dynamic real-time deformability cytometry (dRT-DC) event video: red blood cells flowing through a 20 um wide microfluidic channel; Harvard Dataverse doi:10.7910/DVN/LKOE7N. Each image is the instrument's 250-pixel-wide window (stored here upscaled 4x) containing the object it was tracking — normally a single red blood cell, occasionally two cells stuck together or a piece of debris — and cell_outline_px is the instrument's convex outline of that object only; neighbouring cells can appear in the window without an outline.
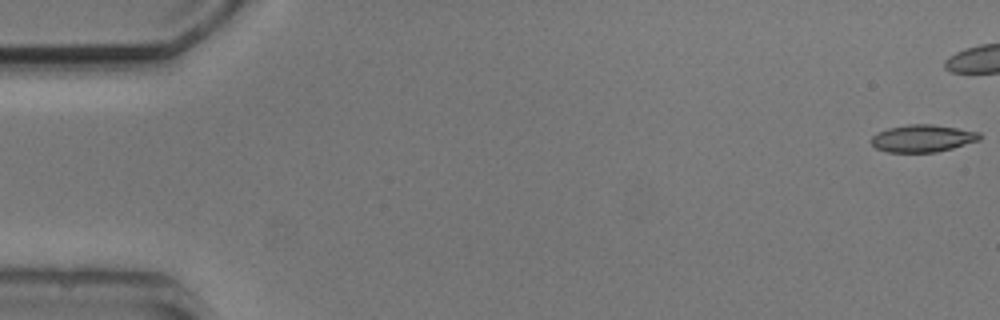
{"species": "common noctule bat (a hibernating species)", "species_latin": "Nyctalus noctula", "temperature_condition": "cold", "stored_images_in_passage": 2, "camera_frame_rate_fps": 3000, "um_per_image_px": 0.085, "animal": {"sex": "male", "body_mass_g": 20.5, "forearm_length_mm": 52.5}, "frame": {"image": 1, "passage_image": 1, "time_ms": 0.0, "image_size_px": [1000, 320], "cell_outline_px": [[984, 136], [980, 140], [952, 148], [936, 152], [888, 152], [876, 148], [872, 144], [872, 136], [888, 128], [908, 124], [932, 124], [980, 132]], "centroid_in_image_um": [78.46, 11.76], "position_along_channel_um": 6.5, "area_um2": 17.17}}